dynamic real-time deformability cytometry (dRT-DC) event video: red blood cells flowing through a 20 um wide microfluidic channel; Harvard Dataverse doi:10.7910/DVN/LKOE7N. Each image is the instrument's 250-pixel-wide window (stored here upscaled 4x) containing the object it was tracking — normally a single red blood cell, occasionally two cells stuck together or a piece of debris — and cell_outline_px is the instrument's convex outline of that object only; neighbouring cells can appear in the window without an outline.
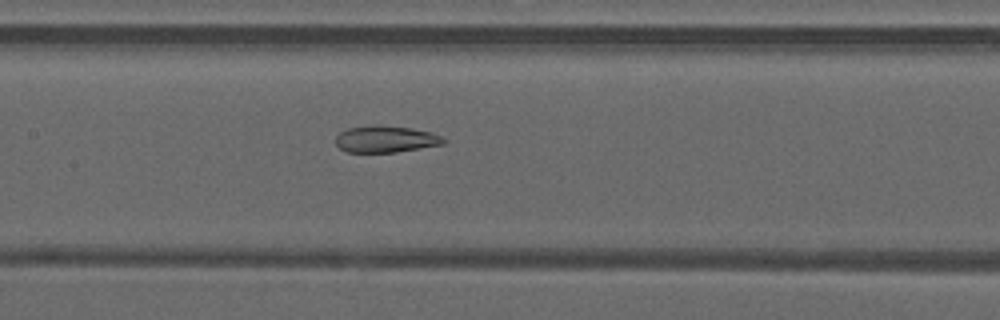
{"species": "common noctule bat (a hibernating species)", "species_latin": "Nyctalus noctula", "temperature_condition": "warm", "stored_images_in_passage": 40, "camera_frame_rate_fps": 3000, "um_per_image_px": 0.085, "animal": {"sex": "male", "forearm_length_mm": 52.5}, "frame": {"image": 1, "passage_image": 15, "time_ms": 4.667, "image_size_px": [1000, 320], "cell_outline_px": [[448, 140], [444, 144], [396, 152], [348, 152], [340, 148], [336, 144], [336, 136], [340, 132], [348, 128], [372, 124], [412, 128], [432, 132]], "centroid_in_image_um": [32.8, 11.81], "position_along_channel_um": 174.6, "area_um2": 16.88}}
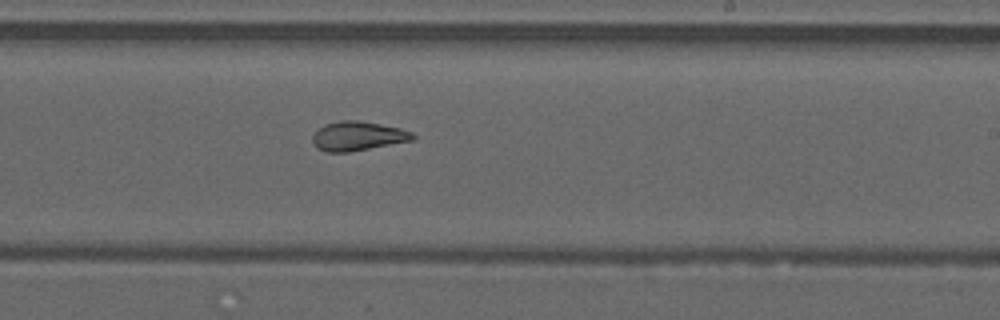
{"frame": {"image": 2, "passage_image": 21, "time_ms": 6.667, "image_size_px": [1000, 320], "cell_outline_px": [[416, 140], [348, 152], [328, 152], [316, 148], [312, 140], [312, 136], [324, 124], [340, 120], [356, 120], [380, 124], [400, 128], [412, 132], [416, 136]], "centroid_in_image_um": [30.44, 11.57], "position_along_channel_um": 258.6, "area_um2": 17.11}}
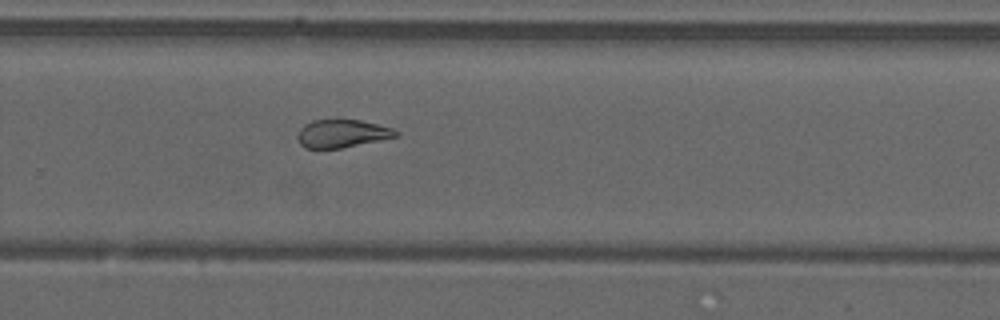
{"frame": {"image": 3, "passage_image": 24, "time_ms": 7.667, "image_size_px": [1000, 320], "cell_outline_px": [[400, 136], [340, 148], [304, 148], [300, 144], [296, 136], [300, 128], [304, 124], [312, 120], [360, 120], [392, 128], [400, 132]], "centroid_in_image_um": [29.06, 11.35], "position_along_channel_um": 300.7, "area_um2": 16.01}, "authors_computed_cell_mechanics": {"area_um2": 18.4093, "velocity_mm_per_s": 4.2173, "shape_relaxation_time_tau1_ms": null, "shape_relaxation_time_tau2_ms": 2.6472, "deformation_change_tau1": null, "deformation_change_tau2": 0.1016}}